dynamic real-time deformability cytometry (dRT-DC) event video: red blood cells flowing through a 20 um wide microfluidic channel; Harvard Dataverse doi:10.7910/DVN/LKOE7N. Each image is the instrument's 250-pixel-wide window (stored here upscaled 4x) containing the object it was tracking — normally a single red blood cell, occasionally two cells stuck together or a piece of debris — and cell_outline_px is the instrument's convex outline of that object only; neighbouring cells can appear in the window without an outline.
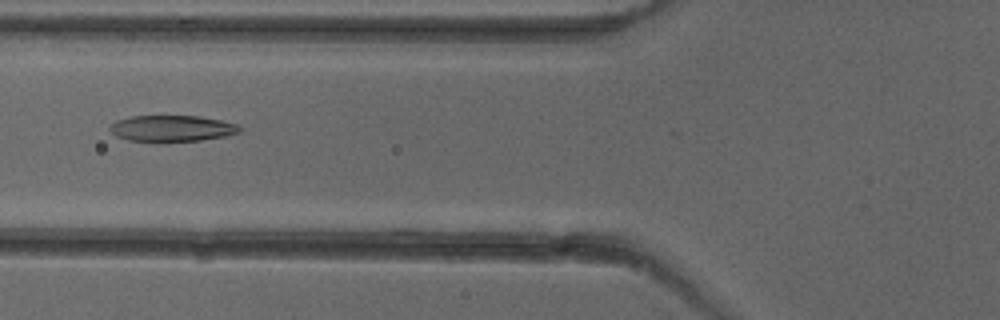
{"species": "common noctule bat (a hibernating species)", "species_latin": "Nyctalus noctula", "temperature_condition": "cold", "stored_images_in_passage": 6, "camera_frame_rate_fps": 3000, "um_per_image_px": 0.085, "animal": {"sex": "female"}, "frame": {"image": 1, "passage_image": 5, "time_ms": 5.667, "image_size_px": [1000, 320], "cell_outline_px": [[244, 128], [240, 132], [224, 136], [200, 140], [128, 140], [116, 136], [108, 128], [116, 120], [132, 116], [200, 116], [220, 120], [236, 124]], "centroid_in_image_um": [14.63, 10.89], "position_along_channel_um": 111.2, "area_um2": 19.36}}
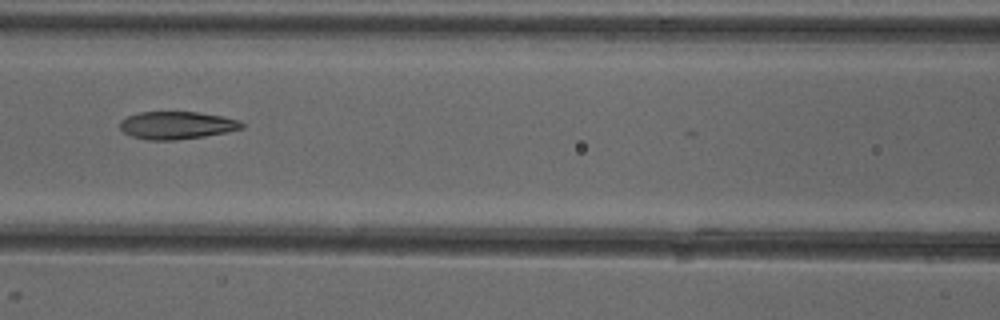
{"frame": {"image": 2, "passage_image": 6, "time_ms": 6.667, "image_size_px": [1000, 320], "cell_outline_px": [[244, 128], [204, 136], [176, 140], [148, 140], [132, 136], [124, 132], [120, 128], [120, 120], [128, 116], [140, 112], [200, 112], [240, 120], [244, 124]], "centroid_in_image_um": [15.02, 10.64], "position_along_channel_um": 151.6, "area_um2": 19.54}}